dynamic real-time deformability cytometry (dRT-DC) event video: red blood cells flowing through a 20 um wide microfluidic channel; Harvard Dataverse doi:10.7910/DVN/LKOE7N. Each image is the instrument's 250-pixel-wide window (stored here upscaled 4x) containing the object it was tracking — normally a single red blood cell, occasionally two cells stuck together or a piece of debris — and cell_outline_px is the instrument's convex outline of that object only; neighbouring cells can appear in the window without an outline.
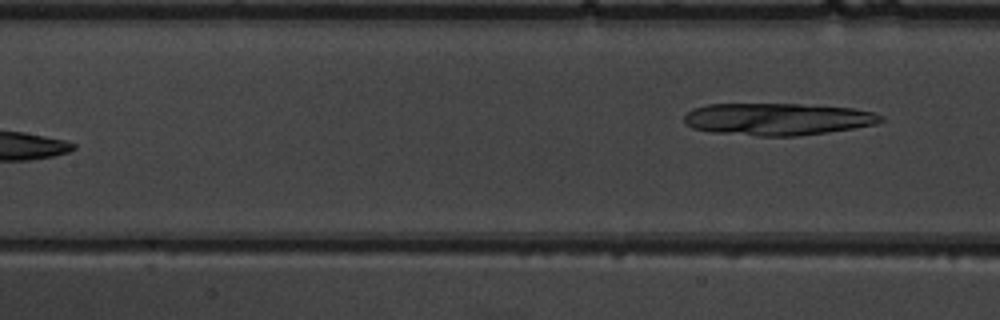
{"species": "common noctule bat (a hibernating species)", "species_latin": "Nyctalus noctula", "temperature_condition": "warm", "stored_images_in_passage": 8, "segment_of_instrument_passage": [2, 2], "camera_frame_rate_fps": 3000, "um_per_image_px": 0.085, "animal": {"sex": "male", "body_mass_g": 19.5, "forearm_length_mm": 54.6}, "frame": {"image": 1, "passage_image": 8, "time_ms": 8.333, "image_size_px": [1000, 320], "cell_outline_px": [[884, 120], [876, 124], [852, 128], [796, 136], [760, 136], [712, 132], [692, 128], [684, 124], [684, 116], [692, 108], [708, 104], [800, 104], [852, 108], [872, 112], [884, 116]], "centroid_in_image_um": [66.05, 10.12], "position_along_channel_um": 141.3, "area_um2": 36.76}}